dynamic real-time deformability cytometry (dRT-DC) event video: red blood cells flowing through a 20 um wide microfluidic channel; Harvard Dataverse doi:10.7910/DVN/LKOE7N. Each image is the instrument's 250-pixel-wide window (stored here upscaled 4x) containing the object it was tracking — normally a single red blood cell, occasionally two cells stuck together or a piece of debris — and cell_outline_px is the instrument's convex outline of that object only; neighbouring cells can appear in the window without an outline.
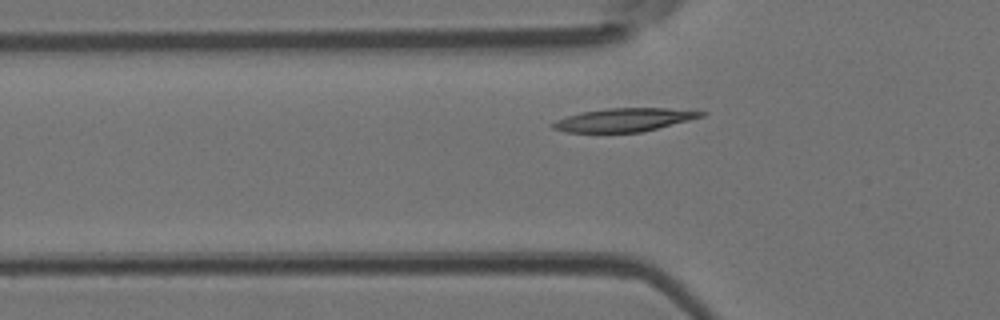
{"species": "Egyptian fruit bat (a non-hibernating species)", "species_latin": "Rousettus aegyptiacus", "temperature_condition": "room temperature", "stored_images_in_passage": 36, "camera_frame_rate_fps": 3000, "um_per_image_px": 0.085, "animal": {"sex": "female"}, "frame": {"image": 1, "passage_image": 8, "time_ms": 2.333, "image_size_px": [1000, 320], "cell_outline_px": [[708, 112], [704, 116], [640, 132], [564, 132], [552, 128], [552, 124], [556, 120], [580, 112], [608, 108], [668, 108]], "centroid_in_image_um": [53.02, 10.18], "position_along_channel_um": 72.8, "area_um2": 19.88}}
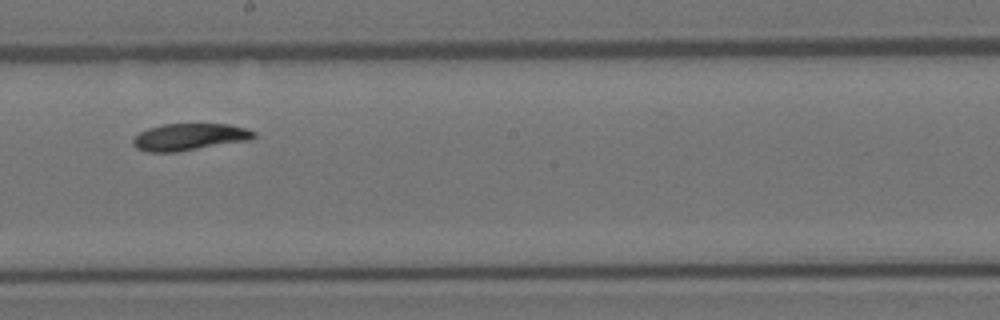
{"frame": {"image": 2, "passage_image": 20, "time_ms": 6.333, "image_size_px": [1000, 320], "cell_outline_px": [[256, 136], [248, 140], [176, 152], [148, 152], [136, 148], [132, 144], [132, 140], [140, 132], [148, 128], [164, 124], [228, 124], [244, 128], [256, 132]], "centroid_in_image_um": [16.07, 11.64], "position_along_channel_um": 232.1, "area_um2": 18.79}}
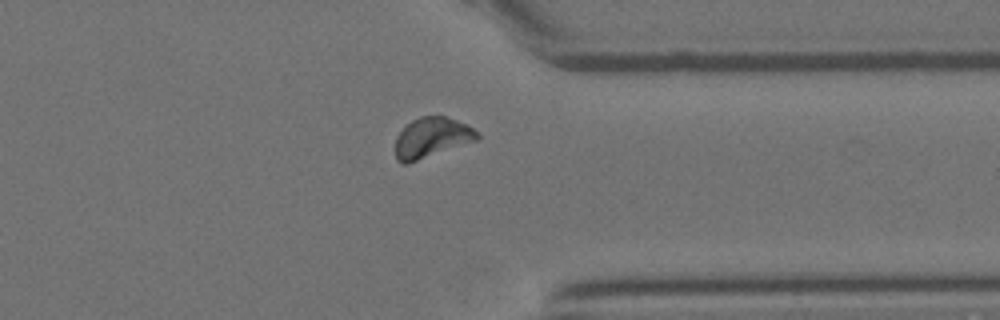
{"frame": {"image": 3, "passage_image": 31, "time_ms": 10.0, "image_size_px": [1000, 320], "cell_outline_px": [[480, 136], [476, 140], [408, 164], [400, 164], [396, 160], [396, 136], [412, 120], [420, 116], [444, 116], [468, 124], [480, 132]], "centroid_in_image_um": [36.7, 11.7], "position_along_channel_um": 374.7, "area_um2": 19.19}}